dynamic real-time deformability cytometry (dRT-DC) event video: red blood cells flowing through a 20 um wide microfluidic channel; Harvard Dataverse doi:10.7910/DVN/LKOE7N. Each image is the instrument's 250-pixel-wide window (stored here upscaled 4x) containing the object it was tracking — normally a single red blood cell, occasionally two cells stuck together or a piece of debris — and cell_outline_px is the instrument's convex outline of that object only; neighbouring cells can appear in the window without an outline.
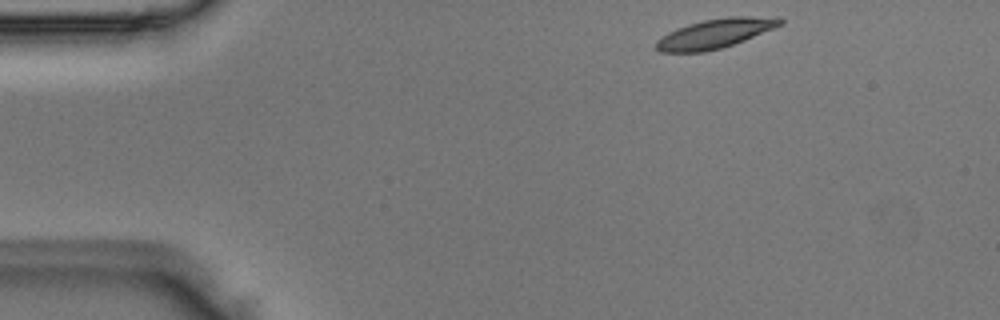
{"species": "Egyptian fruit bat (a non-hibernating species)", "species_latin": "Rousettus aegyptiacus", "temperature_condition": "room temperature", "stored_images_in_passage": 44, "camera_frame_rate_fps": 3000, "um_per_image_px": 0.085, "animal": {"sex": "male"}, "frame": {"image": 1, "passage_image": 1, "time_ms": 0.0, "image_size_px": [1000, 320], "cell_outline_px": [[784, 24], [744, 40], [720, 48], [704, 52], [660, 52], [656, 48], [656, 40], [668, 32], [676, 28], [688, 24], [704, 20], [728, 16], [780, 16], [784, 20]], "centroid_in_image_um": [60.82, 2.83], "position_along_channel_um": 24.2, "area_um2": 21.33}}
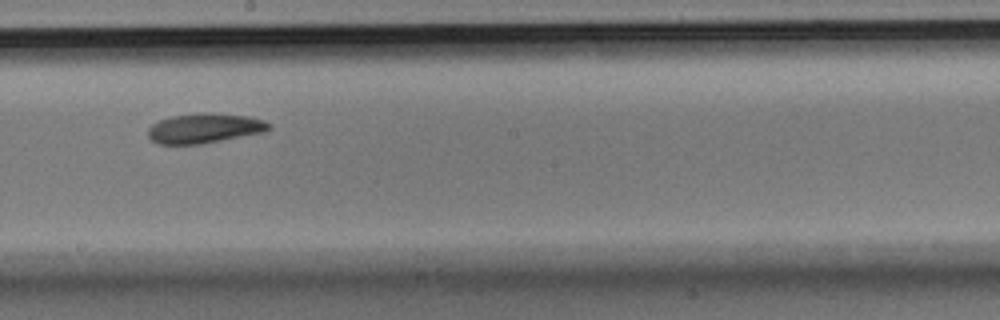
{"frame": {"image": 2, "passage_image": 22, "time_ms": 7.0, "image_size_px": [1000, 320], "cell_outline_px": [[272, 128], [264, 132], [200, 144], [156, 144], [148, 136], [148, 128], [152, 124], [160, 120], [172, 116], [200, 112], [208, 112], [248, 116], [264, 120], [272, 124]], "centroid_in_image_um": [17.39, 10.89], "position_along_channel_um": 230.8, "area_um2": 21.1}}
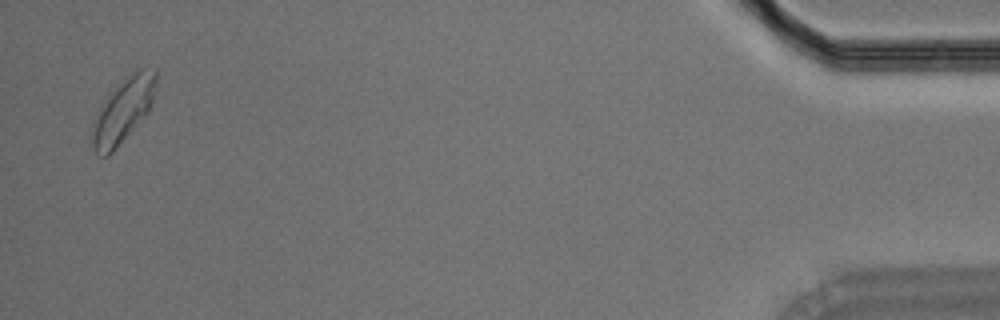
{"frame": {"image": 3, "passage_image": 43, "time_ms": 14.0, "image_size_px": [1000, 320], "cell_outline_px": [[156, 84], [152, 100], [148, 112], [112, 152], [108, 156], [100, 156], [96, 152], [92, 144], [92, 120], [96, 112], [108, 92], [136, 68], [156, 68]], "centroid_in_image_um": [10.44, 9.33], "position_along_channel_um": 424.8, "area_um2": 24.04}}